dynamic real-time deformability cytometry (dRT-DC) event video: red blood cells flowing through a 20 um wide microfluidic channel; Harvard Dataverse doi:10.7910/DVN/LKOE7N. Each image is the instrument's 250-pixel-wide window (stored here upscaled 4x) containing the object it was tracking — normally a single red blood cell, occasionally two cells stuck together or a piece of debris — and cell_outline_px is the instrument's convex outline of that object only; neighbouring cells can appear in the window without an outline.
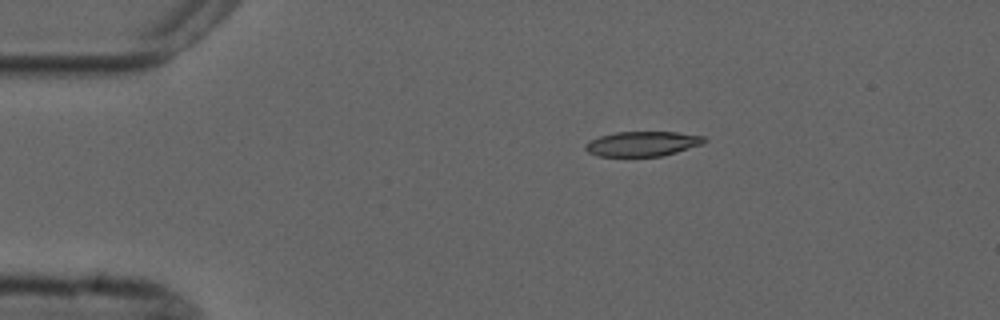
{"species": "common noctule bat (a hibernating species)", "species_latin": "Nyctalus noctula", "temperature_condition": "cold", "stored_images_in_passage": 5, "camera_frame_rate_fps": 3000, "um_per_image_px": 0.085, "animal": {"sex": "male", "forearm_length_mm": 52.5}, "frame": {"image": 1, "passage_image": 1, "time_ms": 0.0, "image_size_px": [1000, 320], "cell_outline_px": [[708, 140], [704, 144], [676, 152], [660, 156], [596, 156], [588, 152], [584, 148], [584, 144], [600, 136], [616, 132], [676, 132], [704, 136]], "centroid_in_image_um": [54.63, 12.22], "position_along_channel_um": 30.4, "area_um2": 17.22}}
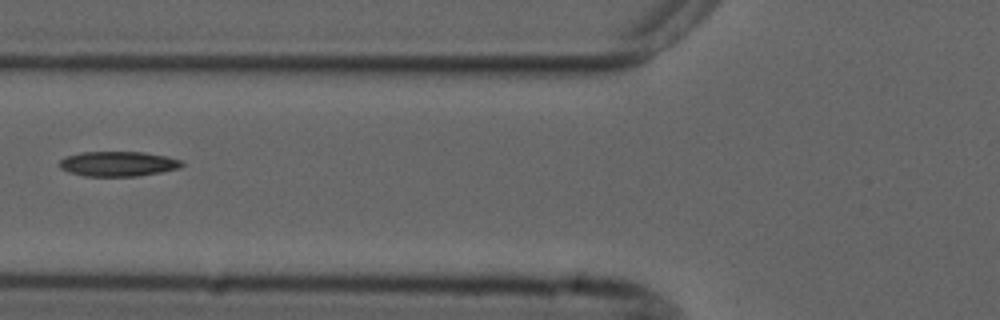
{"frame": {"image": 2, "passage_image": 4, "time_ms": 3.667, "image_size_px": [1000, 320], "cell_outline_px": [[184, 164], [180, 168], [160, 172], [136, 176], [84, 176], [68, 172], [60, 168], [60, 160], [68, 156], [80, 152], [144, 152], [168, 156], [180, 160]], "centroid_in_image_um": [10.04, 13.92], "position_along_channel_um": 115.8, "area_um2": 17.74}}
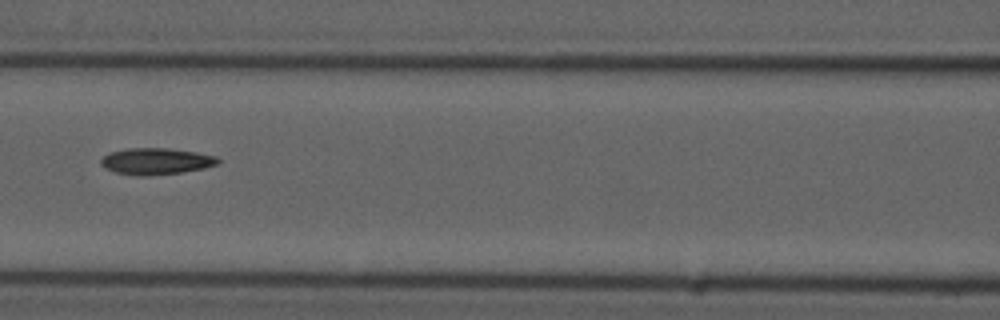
{"frame": {"image": 3, "passage_image": 5, "time_ms": 4.667, "image_size_px": [1000, 320], "cell_outline_px": [[220, 164], [204, 168], [180, 172], [116, 172], [100, 164], [100, 160], [108, 152], [128, 148], [168, 148], [196, 152], [216, 156], [220, 160]], "centroid_in_image_um": [13.33, 13.63], "position_along_channel_um": 153.3, "area_um2": 16.99}}